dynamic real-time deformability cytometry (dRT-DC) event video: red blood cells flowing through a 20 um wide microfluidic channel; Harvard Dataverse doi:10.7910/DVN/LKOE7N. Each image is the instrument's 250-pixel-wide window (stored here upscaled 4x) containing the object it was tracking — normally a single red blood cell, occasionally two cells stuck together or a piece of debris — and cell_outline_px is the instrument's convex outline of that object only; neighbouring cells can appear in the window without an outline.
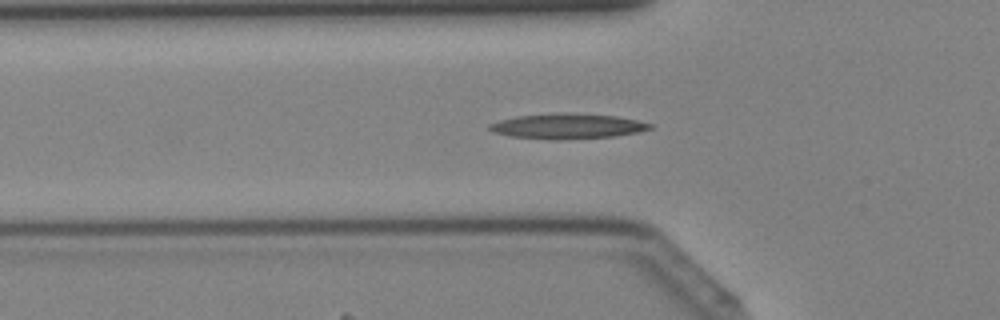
{"species": "Egyptian fruit bat (a non-hibernating species)", "species_latin": "Rousettus aegyptiacus", "temperature_condition": "cold", "stored_images_in_passage": 42, "segment_of_instrument_passage": [1, 2], "camera_frame_rate_fps": 3000, "um_per_image_px": 0.085, "animal": {"sex": "female"}, "frame": {"image": 1, "passage_image": 13, "time_ms": 4.0, "image_size_px": [1000, 320], "cell_outline_px": [[652, 128], [636, 132], [616, 136], [560, 140], [552, 140], [508, 136], [492, 132], [488, 128], [488, 124], [500, 120], [516, 116], [564, 112], [568, 112], [616, 116], [636, 120], [652, 124]], "centroid_in_image_um": [48.18, 10.73], "position_along_channel_um": 77.6, "area_um2": 23.76}}
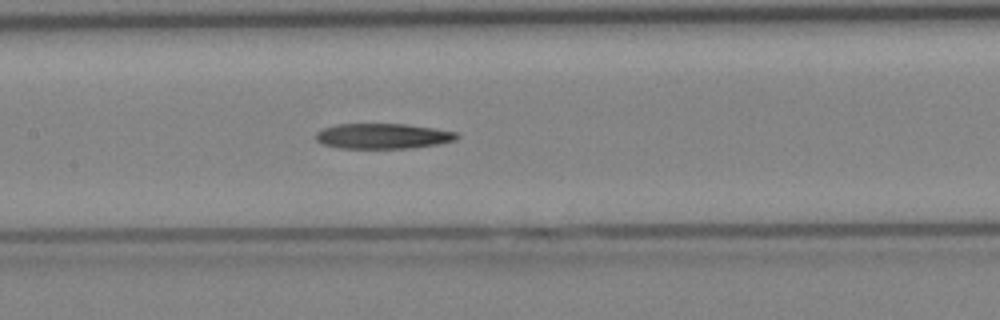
{"frame": {"image": 2, "passage_image": 19, "time_ms": 6.0, "image_size_px": [1000, 320], "cell_outline_px": [[460, 136], [456, 140], [436, 144], [408, 148], [340, 148], [320, 144], [316, 140], [316, 132], [324, 128], [336, 124], [408, 124], [456, 132]], "centroid_in_image_um": [32.51, 11.57], "position_along_channel_um": 174.9, "area_um2": 20.75}}
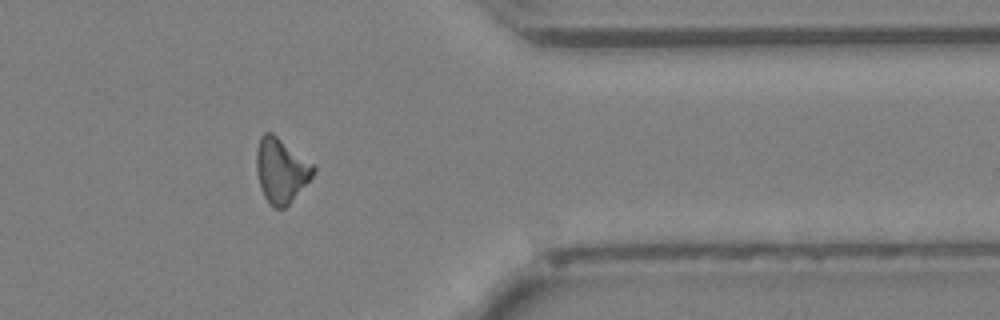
{"frame": {"image": 3, "passage_image": 33, "time_ms": 10.667, "image_size_px": [1000, 320], "cell_outline_px": [[316, 168], [312, 176], [288, 204], [284, 208], [276, 208], [264, 196], [260, 188], [256, 172], [256, 152], [260, 136], [264, 132], [272, 132], [312, 164]], "centroid_in_image_um": [23.85, 14.46], "position_along_channel_um": 387.6, "area_um2": 20.92}}